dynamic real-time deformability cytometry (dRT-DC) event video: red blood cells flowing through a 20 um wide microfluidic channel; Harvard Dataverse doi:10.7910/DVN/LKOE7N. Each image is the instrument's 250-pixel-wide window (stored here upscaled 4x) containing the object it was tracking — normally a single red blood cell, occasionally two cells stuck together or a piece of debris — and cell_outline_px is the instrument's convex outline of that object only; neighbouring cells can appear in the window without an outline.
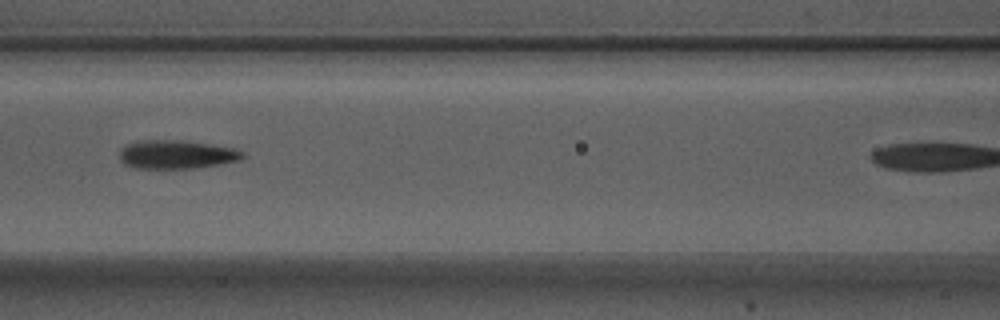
{"species": "Egyptian fruit bat (a non-hibernating species)", "species_latin": "Rousettus aegyptiacus", "temperature_condition": "warm", "stored_images_in_passage": 6, "camera_frame_rate_fps": 3000, "um_per_image_px": 0.085, "animal": {"sex": "male"}, "frame": {"image": 1, "passage_image": 5, "time_ms": 1.333, "image_size_px": [1000, 320], "cell_outline_px": [[248, 156], [240, 160], [220, 164], [192, 168], [136, 168], [124, 164], [120, 160], [120, 148], [128, 144], [140, 140], [184, 140], [212, 144], [236, 148], [244, 152]], "centroid_in_image_um": [15.05, 13.12], "position_along_channel_um": 151.6, "area_um2": 20.75}}